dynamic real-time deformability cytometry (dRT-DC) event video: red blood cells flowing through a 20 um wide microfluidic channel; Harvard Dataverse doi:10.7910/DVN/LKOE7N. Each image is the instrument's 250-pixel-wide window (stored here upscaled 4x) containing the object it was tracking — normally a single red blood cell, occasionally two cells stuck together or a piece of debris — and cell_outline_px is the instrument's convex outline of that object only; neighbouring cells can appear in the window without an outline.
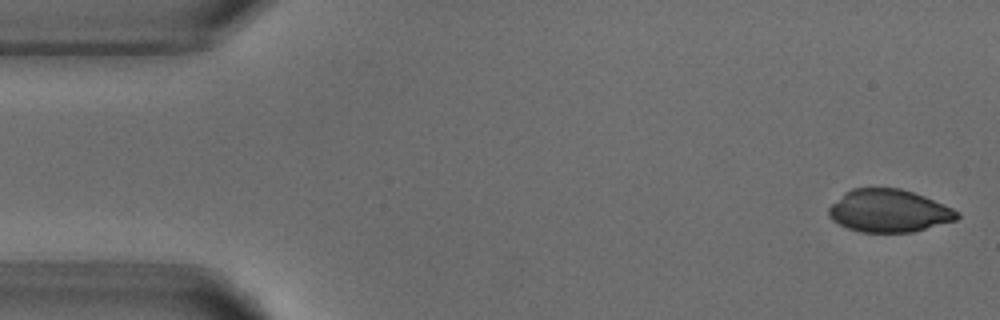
{"species": "common noctule bat (a hibernating species)", "species_latin": "Nyctalus noctula", "temperature_condition": "warm", "stored_images_in_passage": 4, "camera_frame_rate_fps": 3000, "um_per_image_px": 0.085, "animal": {"sex": "male", "body_mass_g": 18.8}, "frame": {"image": 1, "passage_image": 1, "time_ms": 0.0, "image_size_px": [1000, 320], "cell_outline_px": [[960, 216], [956, 220], [912, 232], [860, 232], [848, 228], [832, 220], [828, 216], [828, 208], [844, 192], [852, 188], [900, 188], [924, 196], [952, 208], [960, 212]], "centroid_in_image_um": [75.54, 17.92], "position_along_channel_um": 9.5, "area_um2": 31.85}}